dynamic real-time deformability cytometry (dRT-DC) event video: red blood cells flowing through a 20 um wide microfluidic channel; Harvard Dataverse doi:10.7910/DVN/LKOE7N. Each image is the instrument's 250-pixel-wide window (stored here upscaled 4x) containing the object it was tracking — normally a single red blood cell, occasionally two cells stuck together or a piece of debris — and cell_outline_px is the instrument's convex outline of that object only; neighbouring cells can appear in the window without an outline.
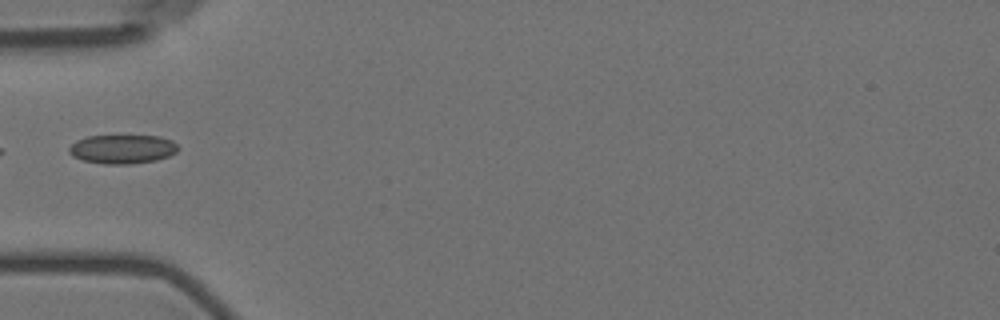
{"species": "Egyptian fruit bat (a non-hibernating species)", "species_latin": "Rousettus aegyptiacus", "temperature_condition": "room temperature", "stored_images_in_passage": 15, "segment_of_instrument_passage": [2, 2], "camera_frame_rate_fps": 3000, "um_per_image_px": 0.085, "animal": {"sex": "female"}, "frame": {"image": 1, "passage_image": 5, "time_ms": 5.667, "image_size_px": [1000, 320], "cell_outline_px": [[180, 148], [176, 152], [168, 156], [156, 160], [128, 164], [104, 164], [84, 160], [72, 156], [68, 152], [68, 148], [76, 140], [88, 136], [160, 136], [172, 140]], "centroid_in_image_um": [10.4, 12.67], "position_along_channel_um": 74.6, "area_um2": 18.38}}
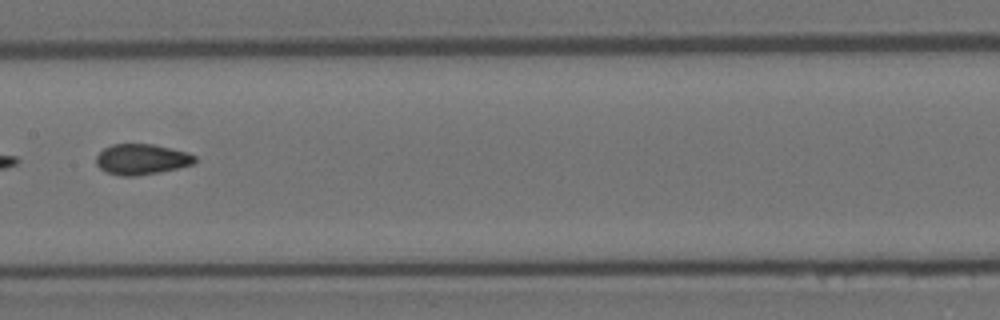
{"frame": {"image": 2, "passage_image": 8, "time_ms": 9.0, "image_size_px": [1000, 320], "cell_outline_px": [[196, 160], [192, 164], [160, 172], [136, 176], [120, 176], [108, 172], [100, 168], [96, 164], [96, 156], [104, 148], [112, 144], [152, 144], [188, 152], [196, 156]], "centroid_in_image_um": [12.03, 13.54], "position_along_channel_um": 195.4, "area_um2": 17.51}}
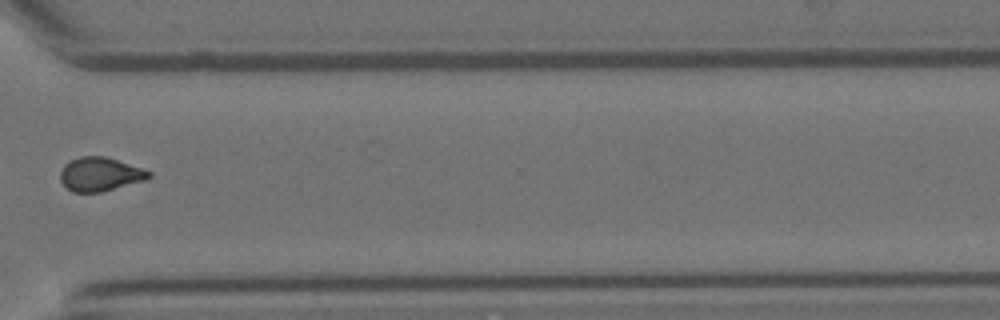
{"frame": {"image": 3, "passage_image": 12, "time_ms": 13.667, "image_size_px": [1000, 320], "cell_outline_px": [[152, 176], [148, 180], [100, 192], [72, 192], [60, 180], [60, 172], [64, 164], [68, 160], [80, 156], [104, 156], [144, 168], [152, 172]], "centroid_in_image_um": [8.54, 14.8], "position_along_channel_um": 362.1, "area_um2": 17.69}}